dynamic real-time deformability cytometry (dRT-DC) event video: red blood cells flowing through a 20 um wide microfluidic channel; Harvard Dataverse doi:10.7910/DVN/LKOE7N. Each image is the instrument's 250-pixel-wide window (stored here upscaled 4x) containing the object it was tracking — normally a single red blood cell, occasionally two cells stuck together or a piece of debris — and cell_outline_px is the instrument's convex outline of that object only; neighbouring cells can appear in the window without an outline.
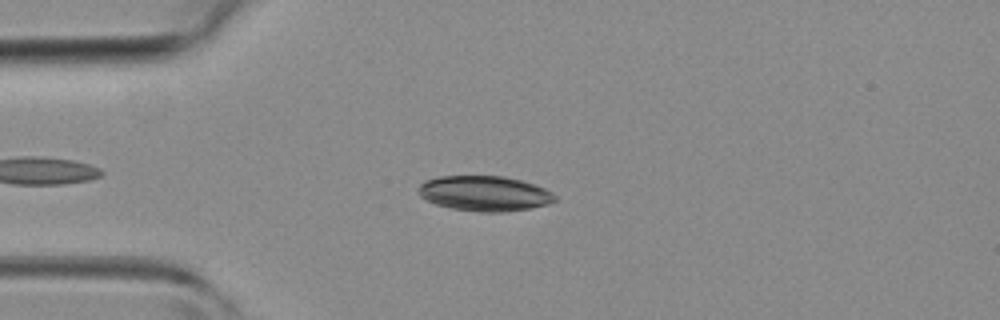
{"species": "common noctule bat (a hibernating species)", "species_latin": "Nyctalus noctula", "temperature_condition": "room temperature", "stored_images_in_passage": 33, "camera_frame_rate_fps": 3000, "um_per_image_px": 0.085, "animal": {"sex": "female", "body_mass_g": 19.3, "forearm_length_mm": 54.1}, "frame": {"image": 1, "passage_image": 5, "time_ms": 1.333, "image_size_px": [1000, 320], "cell_outline_px": [[556, 200], [548, 204], [528, 208], [504, 212], [480, 212], [452, 208], [436, 204], [420, 196], [416, 192], [416, 188], [424, 180], [440, 176], [504, 176], [520, 180], [544, 188], [552, 192], [556, 196]], "centroid_in_image_um": [41.14, 16.44], "position_along_channel_um": 43.9, "area_um2": 27.98}}
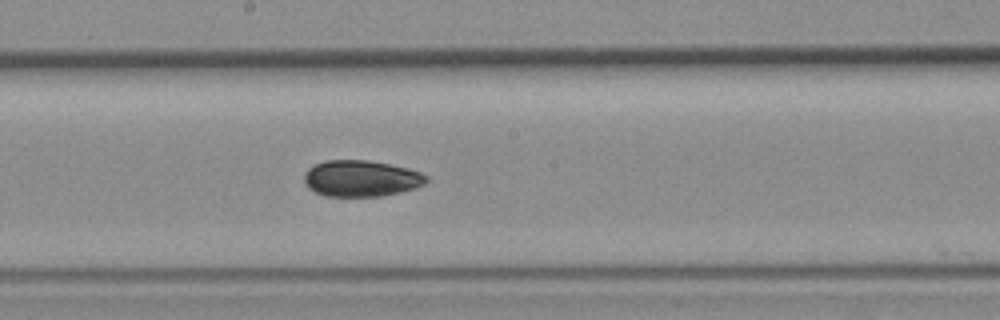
{"frame": {"image": 2, "passage_image": 17, "time_ms": 5.333, "image_size_px": [1000, 320], "cell_outline_px": [[428, 180], [424, 184], [416, 188], [384, 196], [324, 196], [308, 188], [304, 184], [304, 172], [308, 168], [316, 164], [328, 160], [368, 160], [408, 168], [420, 172], [428, 176]], "centroid_in_image_um": [30.69, 15.17], "position_along_channel_um": 217.5, "area_um2": 25.95}}
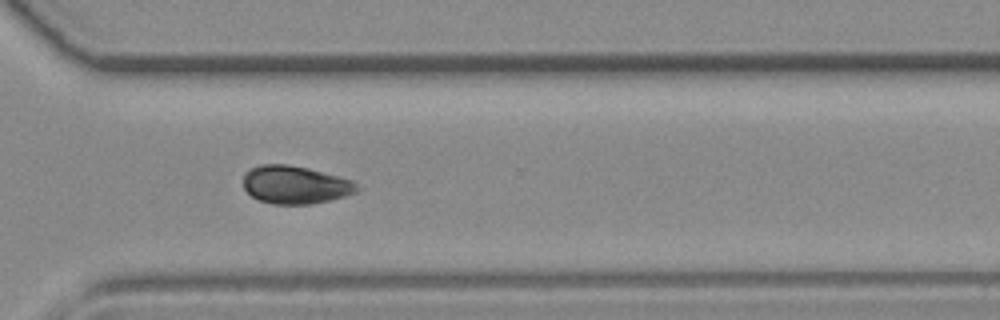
{"frame": {"image": 3, "passage_image": 25, "time_ms": 8.0, "image_size_px": [1000, 320], "cell_outline_px": [[360, 188], [356, 192], [332, 200], [308, 204], [272, 204], [260, 200], [252, 196], [244, 188], [244, 172], [248, 168], [260, 164], [288, 164], [308, 168], [352, 180]], "centroid_in_image_um": [25.07, 15.7], "position_along_channel_um": 345.5, "area_um2": 25.2}}